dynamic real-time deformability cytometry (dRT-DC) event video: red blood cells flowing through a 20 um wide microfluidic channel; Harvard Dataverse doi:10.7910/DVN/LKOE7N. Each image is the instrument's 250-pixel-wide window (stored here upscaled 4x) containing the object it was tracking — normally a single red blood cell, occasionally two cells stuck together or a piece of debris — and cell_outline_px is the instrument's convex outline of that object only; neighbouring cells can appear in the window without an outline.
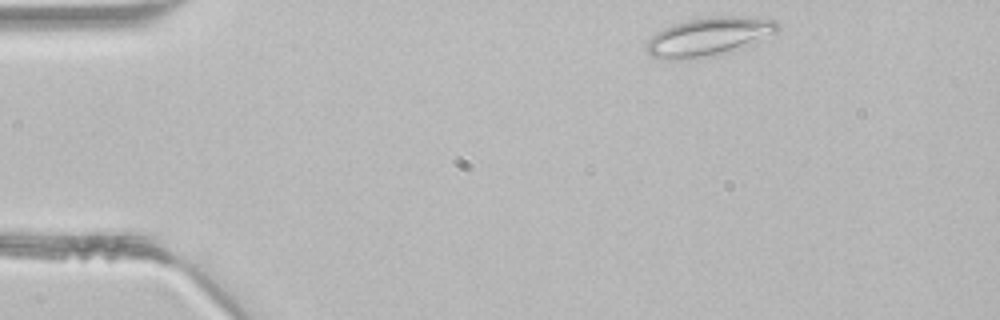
{"species": "common noctule bat (a hibernating species)", "species_latin": "Nyctalus noctula", "temperature_condition": "room temperature", "stored_images_in_passage": 40, "camera_frame_rate_fps": 3000, "um_per_image_px": 0.085, "animal": {"sex": "male", "body_mass_g": 21.5, "forearm_length_mm": 52.0}, "frame": {"image": 1, "passage_image": 1, "time_ms": 0.0, "image_size_px": [1000, 320], "cell_outline_px": [[780, 28], [776, 32], [740, 48], [728, 52], [704, 56], [676, 60], [668, 60], [652, 56], [644, 48], [644, 44], [656, 32], [672, 24], [688, 20], [708, 16], [736, 16], [776, 20], [780, 24]], "centroid_in_image_um": [60.2, 3.1], "position_along_channel_um": 24.8, "area_um2": 29.13}}
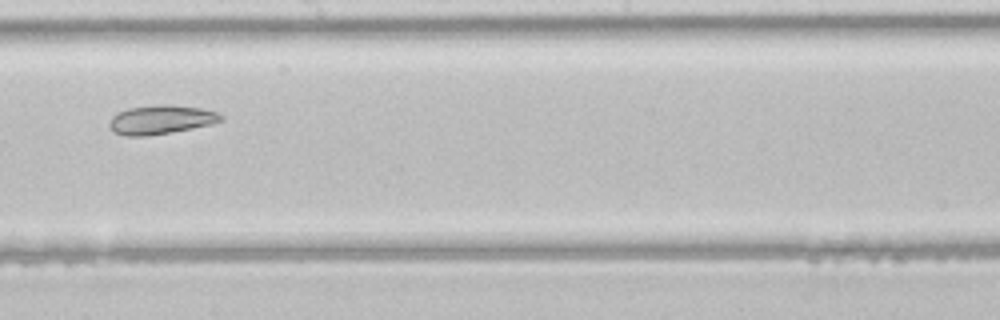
{"frame": {"image": 2, "passage_image": 20, "time_ms": 6.333, "image_size_px": [1000, 320], "cell_outline_px": [[224, 120], [212, 124], [192, 128], [144, 136], [124, 136], [112, 132], [108, 128], [108, 124], [112, 116], [128, 108], [160, 104], [168, 104], [200, 108], [216, 112], [224, 116]], "centroid_in_image_um": [13.65, 10.17], "position_along_channel_um": 234.5, "area_um2": 18.84}}
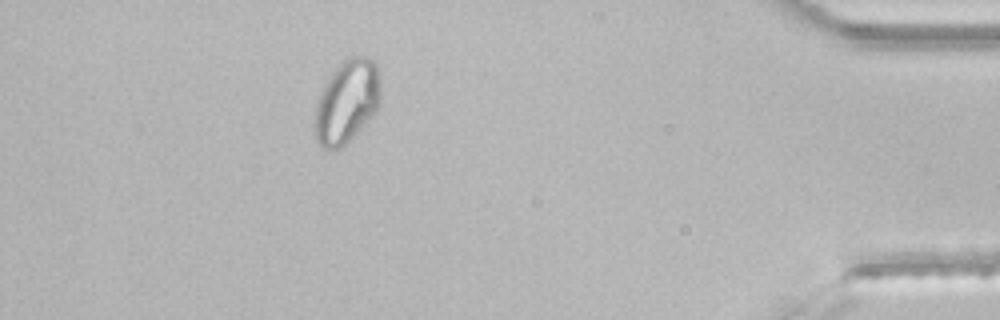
{"frame": {"image": 3, "passage_image": 35, "time_ms": 11.333, "image_size_px": [1000, 320], "cell_outline_px": [[380, 104], [376, 112], [340, 148], [320, 148], [316, 140], [312, 124], [316, 104], [324, 84], [332, 72], [344, 60], [352, 56], [364, 56], [376, 60], [380, 80]], "centroid_in_image_um": [29.47, 8.62], "position_along_channel_um": 405.7, "area_um2": 32.08}}